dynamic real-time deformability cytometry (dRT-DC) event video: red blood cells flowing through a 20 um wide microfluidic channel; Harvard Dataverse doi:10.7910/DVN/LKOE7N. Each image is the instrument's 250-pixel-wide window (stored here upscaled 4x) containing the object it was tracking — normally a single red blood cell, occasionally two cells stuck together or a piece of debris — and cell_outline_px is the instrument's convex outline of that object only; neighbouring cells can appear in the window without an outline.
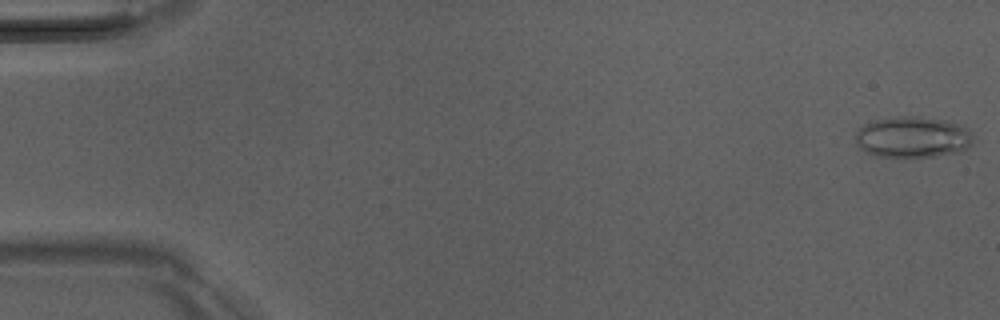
{"species": "Egyptian fruit bat (a non-hibernating species)", "species_latin": "Rousettus aegyptiacus", "temperature_condition": "room temperature", "stored_images_in_passage": 51, "camera_frame_rate_fps": 3000, "um_per_image_px": 0.085, "animal": {"sex": "male"}, "frame": {"image": 1, "passage_image": 1, "time_ms": 0.0, "image_size_px": [1000, 320], "cell_outline_px": [[972, 144], [960, 152], [912, 160], [876, 156], [864, 152], [860, 148], [856, 140], [856, 132], [864, 124], [872, 120], [900, 116], [920, 116], [948, 120], [968, 128], [972, 136]], "centroid_in_image_um": [77.57, 11.69], "position_along_channel_um": 7.4, "area_um2": 29.19}}
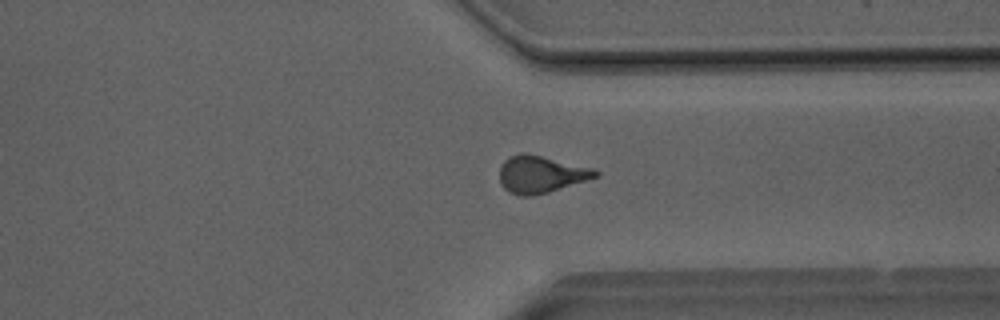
{"frame": {"image": 2, "passage_image": 39, "time_ms": 12.667, "image_size_px": [1000, 320], "cell_outline_px": [[600, 176], [548, 192], [532, 196], [520, 196], [508, 192], [500, 184], [500, 168], [504, 160], [508, 156], [520, 152], [524, 152], [592, 168], [600, 172]], "centroid_in_image_um": [45.94, 14.82], "position_along_channel_um": 365.5, "area_um2": 20.75}}
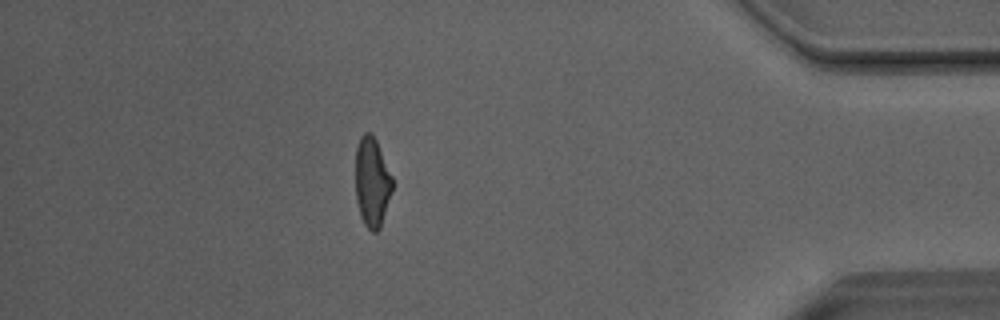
{"frame": {"image": 3, "passage_image": 45, "time_ms": 14.667, "image_size_px": [1000, 320], "cell_outline_px": [[392, 188], [380, 228], [376, 232], [372, 232], [364, 224], [360, 216], [356, 200], [356, 148], [360, 136], [364, 132], [372, 132], [376, 140], [392, 176]], "centroid_in_image_um": [31.6, 15.46], "position_along_channel_um": 403.6, "area_um2": 19.13}, "authors_computed_cell_mechanics": {"area_um2": 20.7502, "velocity_mm_per_s": 4.0588, "shape_relaxation_time_tau1_ms": 8.1271, "shape_relaxation_time_tau2_ms": 1.7347, "deformation_change_tau1": 0.211, "deformation_change_tau2": 0.1026}}